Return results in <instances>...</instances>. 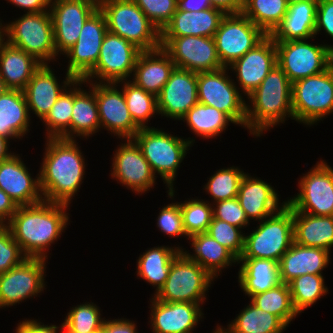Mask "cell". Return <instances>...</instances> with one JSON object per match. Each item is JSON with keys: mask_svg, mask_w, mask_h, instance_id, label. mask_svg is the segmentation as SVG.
Wrapping results in <instances>:
<instances>
[{"mask_svg": "<svg viewBox=\"0 0 333 333\" xmlns=\"http://www.w3.org/2000/svg\"><path fill=\"white\" fill-rule=\"evenodd\" d=\"M68 207L67 204L45 200L18 206L5 226L26 257L47 260L50 246L58 241L68 223L70 224Z\"/></svg>", "mask_w": 333, "mask_h": 333, "instance_id": "1", "label": "cell"}, {"mask_svg": "<svg viewBox=\"0 0 333 333\" xmlns=\"http://www.w3.org/2000/svg\"><path fill=\"white\" fill-rule=\"evenodd\" d=\"M77 140L46 138L39 169L40 188L45 201L71 204L85 175V158Z\"/></svg>", "mask_w": 333, "mask_h": 333, "instance_id": "2", "label": "cell"}, {"mask_svg": "<svg viewBox=\"0 0 333 333\" xmlns=\"http://www.w3.org/2000/svg\"><path fill=\"white\" fill-rule=\"evenodd\" d=\"M291 91L292 83L276 65L247 97L245 129L253 138L261 137L280 123L284 124L287 118L294 120Z\"/></svg>", "mask_w": 333, "mask_h": 333, "instance_id": "3", "label": "cell"}, {"mask_svg": "<svg viewBox=\"0 0 333 333\" xmlns=\"http://www.w3.org/2000/svg\"><path fill=\"white\" fill-rule=\"evenodd\" d=\"M132 139L140 147L154 174L160 175L168 187V197L173 200L177 172L195 139H183L153 126L141 128Z\"/></svg>", "mask_w": 333, "mask_h": 333, "instance_id": "4", "label": "cell"}, {"mask_svg": "<svg viewBox=\"0 0 333 333\" xmlns=\"http://www.w3.org/2000/svg\"><path fill=\"white\" fill-rule=\"evenodd\" d=\"M16 19L3 25L4 40L32 55L41 64L59 60L50 12L25 13Z\"/></svg>", "mask_w": 333, "mask_h": 333, "instance_id": "5", "label": "cell"}, {"mask_svg": "<svg viewBox=\"0 0 333 333\" xmlns=\"http://www.w3.org/2000/svg\"><path fill=\"white\" fill-rule=\"evenodd\" d=\"M259 225L245 234L240 258L270 259L279 262L294 242L293 209L286 203L278 212L257 221Z\"/></svg>", "mask_w": 333, "mask_h": 333, "instance_id": "6", "label": "cell"}, {"mask_svg": "<svg viewBox=\"0 0 333 333\" xmlns=\"http://www.w3.org/2000/svg\"><path fill=\"white\" fill-rule=\"evenodd\" d=\"M108 32L127 39L141 51L161 47L159 29L146 17L134 0H113L100 8Z\"/></svg>", "mask_w": 333, "mask_h": 333, "instance_id": "7", "label": "cell"}, {"mask_svg": "<svg viewBox=\"0 0 333 333\" xmlns=\"http://www.w3.org/2000/svg\"><path fill=\"white\" fill-rule=\"evenodd\" d=\"M295 121L311 127L333 114V64L325 71L292 83Z\"/></svg>", "mask_w": 333, "mask_h": 333, "instance_id": "8", "label": "cell"}, {"mask_svg": "<svg viewBox=\"0 0 333 333\" xmlns=\"http://www.w3.org/2000/svg\"><path fill=\"white\" fill-rule=\"evenodd\" d=\"M308 40L275 41L277 65L291 83L319 74L333 64V45H315Z\"/></svg>", "mask_w": 333, "mask_h": 333, "instance_id": "9", "label": "cell"}, {"mask_svg": "<svg viewBox=\"0 0 333 333\" xmlns=\"http://www.w3.org/2000/svg\"><path fill=\"white\" fill-rule=\"evenodd\" d=\"M214 280L199 264L179 253L170 266L164 286L154 297L164 302H189L202 306Z\"/></svg>", "mask_w": 333, "mask_h": 333, "instance_id": "10", "label": "cell"}, {"mask_svg": "<svg viewBox=\"0 0 333 333\" xmlns=\"http://www.w3.org/2000/svg\"><path fill=\"white\" fill-rule=\"evenodd\" d=\"M228 67L197 73L198 102L226 113L235 125L245 128L246 101Z\"/></svg>", "mask_w": 333, "mask_h": 333, "instance_id": "11", "label": "cell"}, {"mask_svg": "<svg viewBox=\"0 0 333 333\" xmlns=\"http://www.w3.org/2000/svg\"><path fill=\"white\" fill-rule=\"evenodd\" d=\"M140 52L141 50L127 39L107 32L96 66L83 79L93 83L130 80Z\"/></svg>", "mask_w": 333, "mask_h": 333, "instance_id": "12", "label": "cell"}, {"mask_svg": "<svg viewBox=\"0 0 333 333\" xmlns=\"http://www.w3.org/2000/svg\"><path fill=\"white\" fill-rule=\"evenodd\" d=\"M298 181L299 192L286 203L297 212L333 216V168L317 161Z\"/></svg>", "mask_w": 333, "mask_h": 333, "instance_id": "13", "label": "cell"}, {"mask_svg": "<svg viewBox=\"0 0 333 333\" xmlns=\"http://www.w3.org/2000/svg\"><path fill=\"white\" fill-rule=\"evenodd\" d=\"M267 35L242 13L226 14L214 40L223 67H229Z\"/></svg>", "mask_w": 333, "mask_h": 333, "instance_id": "14", "label": "cell"}, {"mask_svg": "<svg viewBox=\"0 0 333 333\" xmlns=\"http://www.w3.org/2000/svg\"><path fill=\"white\" fill-rule=\"evenodd\" d=\"M47 260L24 259L19 265L0 274V309L15 306L44 291Z\"/></svg>", "mask_w": 333, "mask_h": 333, "instance_id": "15", "label": "cell"}, {"mask_svg": "<svg viewBox=\"0 0 333 333\" xmlns=\"http://www.w3.org/2000/svg\"><path fill=\"white\" fill-rule=\"evenodd\" d=\"M160 42L177 68L196 73L223 68L214 37H160Z\"/></svg>", "mask_w": 333, "mask_h": 333, "instance_id": "16", "label": "cell"}, {"mask_svg": "<svg viewBox=\"0 0 333 333\" xmlns=\"http://www.w3.org/2000/svg\"><path fill=\"white\" fill-rule=\"evenodd\" d=\"M113 154L111 178L136 194H143L154 188L156 177L140 147L133 139H124Z\"/></svg>", "mask_w": 333, "mask_h": 333, "instance_id": "17", "label": "cell"}, {"mask_svg": "<svg viewBox=\"0 0 333 333\" xmlns=\"http://www.w3.org/2000/svg\"><path fill=\"white\" fill-rule=\"evenodd\" d=\"M107 32L106 19L97 9L85 22L77 42L63 54L69 58L66 68L69 74L83 79L96 66Z\"/></svg>", "mask_w": 333, "mask_h": 333, "instance_id": "18", "label": "cell"}, {"mask_svg": "<svg viewBox=\"0 0 333 333\" xmlns=\"http://www.w3.org/2000/svg\"><path fill=\"white\" fill-rule=\"evenodd\" d=\"M119 84L94 83L101 128L122 140L132 139L140 128L134 123ZM104 127V128H103Z\"/></svg>", "mask_w": 333, "mask_h": 333, "instance_id": "19", "label": "cell"}, {"mask_svg": "<svg viewBox=\"0 0 333 333\" xmlns=\"http://www.w3.org/2000/svg\"><path fill=\"white\" fill-rule=\"evenodd\" d=\"M96 10L88 0H51L49 11L58 56L77 42L82 27Z\"/></svg>", "mask_w": 333, "mask_h": 333, "instance_id": "20", "label": "cell"}, {"mask_svg": "<svg viewBox=\"0 0 333 333\" xmlns=\"http://www.w3.org/2000/svg\"><path fill=\"white\" fill-rule=\"evenodd\" d=\"M276 65L275 41L267 35L253 49L233 62L228 69L236 73V86L238 85L242 94L248 97Z\"/></svg>", "mask_w": 333, "mask_h": 333, "instance_id": "21", "label": "cell"}, {"mask_svg": "<svg viewBox=\"0 0 333 333\" xmlns=\"http://www.w3.org/2000/svg\"><path fill=\"white\" fill-rule=\"evenodd\" d=\"M157 101L159 115L181 120L198 103L197 73L175 67Z\"/></svg>", "mask_w": 333, "mask_h": 333, "instance_id": "22", "label": "cell"}, {"mask_svg": "<svg viewBox=\"0 0 333 333\" xmlns=\"http://www.w3.org/2000/svg\"><path fill=\"white\" fill-rule=\"evenodd\" d=\"M150 328L152 333H193L204 318L201 304L164 302L150 299Z\"/></svg>", "mask_w": 333, "mask_h": 333, "instance_id": "23", "label": "cell"}, {"mask_svg": "<svg viewBox=\"0 0 333 333\" xmlns=\"http://www.w3.org/2000/svg\"><path fill=\"white\" fill-rule=\"evenodd\" d=\"M18 154H12L0 162V189L17 206H26L43 201L39 173L32 178L29 169Z\"/></svg>", "mask_w": 333, "mask_h": 333, "instance_id": "24", "label": "cell"}, {"mask_svg": "<svg viewBox=\"0 0 333 333\" xmlns=\"http://www.w3.org/2000/svg\"><path fill=\"white\" fill-rule=\"evenodd\" d=\"M76 78L66 71L65 79L61 82L54 74L49 64H42L33 74L23 90L29 114H35L42 120L55 104L62 92ZM58 80V81H57ZM32 111V112H31Z\"/></svg>", "mask_w": 333, "mask_h": 333, "instance_id": "25", "label": "cell"}, {"mask_svg": "<svg viewBox=\"0 0 333 333\" xmlns=\"http://www.w3.org/2000/svg\"><path fill=\"white\" fill-rule=\"evenodd\" d=\"M278 197L271 184L252 177L248 172L243 176L237 194L240 206L249 221H261L278 212L286 204V200L280 203Z\"/></svg>", "mask_w": 333, "mask_h": 333, "instance_id": "26", "label": "cell"}, {"mask_svg": "<svg viewBox=\"0 0 333 333\" xmlns=\"http://www.w3.org/2000/svg\"><path fill=\"white\" fill-rule=\"evenodd\" d=\"M226 13L211 7L202 11H185L177 7L171 20L160 31V37H214Z\"/></svg>", "mask_w": 333, "mask_h": 333, "instance_id": "27", "label": "cell"}, {"mask_svg": "<svg viewBox=\"0 0 333 333\" xmlns=\"http://www.w3.org/2000/svg\"><path fill=\"white\" fill-rule=\"evenodd\" d=\"M82 84L89 85L86 91ZM79 86V87H78ZM101 130L98 105L94 93V83L84 79L73 81V109L70 123V140L79 138L89 139ZM88 137V138H87Z\"/></svg>", "mask_w": 333, "mask_h": 333, "instance_id": "28", "label": "cell"}, {"mask_svg": "<svg viewBox=\"0 0 333 333\" xmlns=\"http://www.w3.org/2000/svg\"><path fill=\"white\" fill-rule=\"evenodd\" d=\"M330 251L318 247H306L295 242L279 260L281 282L288 284L305 274L322 275L330 263Z\"/></svg>", "mask_w": 333, "mask_h": 333, "instance_id": "29", "label": "cell"}, {"mask_svg": "<svg viewBox=\"0 0 333 333\" xmlns=\"http://www.w3.org/2000/svg\"><path fill=\"white\" fill-rule=\"evenodd\" d=\"M175 67L169 54L162 47L141 51L131 81L146 92L158 96Z\"/></svg>", "mask_w": 333, "mask_h": 333, "instance_id": "30", "label": "cell"}, {"mask_svg": "<svg viewBox=\"0 0 333 333\" xmlns=\"http://www.w3.org/2000/svg\"><path fill=\"white\" fill-rule=\"evenodd\" d=\"M186 239L190 240L192 252L180 247V253L190 261H194L205 269L213 278L222 274V270L237 263L238 259L209 234H196ZM234 263V264H233Z\"/></svg>", "mask_w": 333, "mask_h": 333, "instance_id": "31", "label": "cell"}, {"mask_svg": "<svg viewBox=\"0 0 333 333\" xmlns=\"http://www.w3.org/2000/svg\"><path fill=\"white\" fill-rule=\"evenodd\" d=\"M318 0L288 5L282 21L269 35L274 41L314 39Z\"/></svg>", "mask_w": 333, "mask_h": 333, "instance_id": "32", "label": "cell"}, {"mask_svg": "<svg viewBox=\"0 0 333 333\" xmlns=\"http://www.w3.org/2000/svg\"><path fill=\"white\" fill-rule=\"evenodd\" d=\"M42 64L32 55L0 40V77L11 90H24Z\"/></svg>", "mask_w": 333, "mask_h": 333, "instance_id": "33", "label": "cell"}, {"mask_svg": "<svg viewBox=\"0 0 333 333\" xmlns=\"http://www.w3.org/2000/svg\"><path fill=\"white\" fill-rule=\"evenodd\" d=\"M241 263V264H240ZM238 283L248 298L265 292L281 282L279 264L275 260L239 258Z\"/></svg>", "mask_w": 333, "mask_h": 333, "instance_id": "34", "label": "cell"}, {"mask_svg": "<svg viewBox=\"0 0 333 333\" xmlns=\"http://www.w3.org/2000/svg\"><path fill=\"white\" fill-rule=\"evenodd\" d=\"M30 114L22 90L8 89L0 96V136L16 141L30 132Z\"/></svg>", "mask_w": 333, "mask_h": 333, "instance_id": "35", "label": "cell"}, {"mask_svg": "<svg viewBox=\"0 0 333 333\" xmlns=\"http://www.w3.org/2000/svg\"><path fill=\"white\" fill-rule=\"evenodd\" d=\"M294 242L306 247H333V216H317L293 209Z\"/></svg>", "mask_w": 333, "mask_h": 333, "instance_id": "36", "label": "cell"}, {"mask_svg": "<svg viewBox=\"0 0 333 333\" xmlns=\"http://www.w3.org/2000/svg\"><path fill=\"white\" fill-rule=\"evenodd\" d=\"M180 253V246H154L145 250L137 259V277L151 284L156 290L164 286L174 258Z\"/></svg>", "mask_w": 333, "mask_h": 333, "instance_id": "37", "label": "cell"}, {"mask_svg": "<svg viewBox=\"0 0 333 333\" xmlns=\"http://www.w3.org/2000/svg\"><path fill=\"white\" fill-rule=\"evenodd\" d=\"M180 121L186 122L189 130L203 139L216 138L228 129L229 123L235 124L226 113L199 102Z\"/></svg>", "mask_w": 333, "mask_h": 333, "instance_id": "38", "label": "cell"}, {"mask_svg": "<svg viewBox=\"0 0 333 333\" xmlns=\"http://www.w3.org/2000/svg\"><path fill=\"white\" fill-rule=\"evenodd\" d=\"M225 328L229 333H283L287 326L275 315L256 307L251 301Z\"/></svg>", "mask_w": 333, "mask_h": 333, "instance_id": "39", "label": "cell"}, {"mask_svg": "<svg viewBox=\"0 0 333 333\" xmlns=\"http://www.w3.org/2000/svg\"><path fill=\"white\" fill-rule=\"evenodd\" d=\"M124 93V98L129 110V113L134 123L141 128H150L148 122L156 115H159L157 96L146 92L141 87L137 86L131 80L119 81ZM149 120V121H148Z\"/></svg>", "mask_w": 333, "mask_h": 333, "instance_id": "40", "label": "cell"}, {"mask_svg": "<svg viewBox=\"0 0 333 333\" xmlns=\"http://www.w3.org/2000/svg\"><path fill=\"white\" fill-rule=\"evenodd\" d=\"M288 10L286 0H243L241 13L270 35Z\"/></svg>", "mask_w": 333, "mask_h": 333, "instance_id": "41", "label": "cell"}, {"mask_svg": "<svg viewBox=\"0 0 333 333\" xmlns=\"http://www.w3.org/2000/svg\"><path fill=\"white\" fill-rule=\"evenodd\" d=\"M250 301L263 311L277 316L287 327L299 315L293 307L289 286L283 282L252 296Z\"/></svg>", "mask_w": 333, "mask_h": 333, "instance_id": "42", "label": "cell"}, {"mask_svg": "<svg viewBox=\"0 0 333 333\" xmlns=\"http://www.w3.org/2000/svg\"><path fill=\"white\" fill-rule=\"evenodd\" d=\"M73 109V82L62 92L51 110L41 120L46 126L45 138L70 139Z\"/></svg>", "mask_w": 333, "mask_h": 333, "instance_id": "43", "label": "cell"}, {"mask_svg": "<svg viewBox=\"0 0 333 333\" xmlns=\"http://www.w3.org/2000/svg\"><path fill=\"white\" fill-rule=\"evenodd\" d=\"M323 275L305 274L288 283L294 309L300 315L329 293Z\"/></svg>", "mask_w": 333, "mask_h": 333, "instance_id": "44", "label": "cell"}, {"mask_svg": "<svg viewBox=\"0 0 333 333\" xmlns=\"http://www.w3.org/2000/svg\"><path fill=\"white\" fill-rule=\"evenodd\" d=\"M245 174L246 172L244 173L242 169L235 166L223 169L220 168L208 178V182L202 189H204L207 194H210L212 199L211 204L235 198L237 197L241 180Z\"/></svg>", "mask_w": 333, "mask_h": 333, "instance_id": "45", "label": "cell"}, {"mask_svg": "<svg viewBox=\"0 0 333 333\" xmlns=\"http://www.w3.org/2000/svg\"><path fill=\"white\" fill-rule=\"evenodd\" d=\"M94 302H85L72 307L64 319L65 333H95L102 329L105 318Z\"/></svg>", "mask_w": 333, "mask_h": 333, "instance_id": "46", "label": "cell"}, {"mask_svg": "<svg viewBox=\"0 0 333 333\" xmlns=\"http://www.w3.org/2000/svg\"><path fill=\"white\" fill-rule=\"evenodd\" d=\"M180 204L183 225L186 231L187 237H191L196 234L205 233L213 219V207L209 201L204 199H186L184 202H178ZM210 203V204H209Z\"/></svg>", "mask_w": 333, "mask_h": 333, "instance_id": "47", "label": "cell"}, {"mask_svg": "<svg viewBox=\"0 0 333 333\" xmlns=\"http://www.w3.org/2000/svg\"><path fill=\"white\" fill-rule=\"evenodd\" d=\"M242 231L241 228L213 218L206 233L239 259L244 250L245 233Z\"/></svg>", "mask_w": 333, "mask_h": 333, "instance_id": "48", "label": "cell"}, {"mask_svg": "<svg viewBox=\"0 0 333 333\" xmlns=\"http://www.w3.org/2000/svg\"><path fill=\"white\" fill-rule=\"evenodd\" d=\"M146 17L161 31L171 20L178 0H134Z\"/></svg>", "mask_w": 333, "mask_h": 333, "instance_id": "49", "label": "cell"}, {"mask_svg": "<svg viewBox=\"0 0 333 333\" xmlns=\"http://www.w3.org/2000/svg\"><path fill=\"white\" fill-rule=\"evenodd\" d=\"M26 258L11 231L5 225H0V274L19 265Z\"/></svg>", "mask_w": 333, "mask_h": 333, "instance_id": "50", "label": "cell"}, {"mask_svg": "<svg viewBox=\"0 0 333 333\" xmlns=\"http://www.w3.org/2000/svg\"><path fill=\"white\" fill-rule=\"evenodd\" d=\"M156 227L168 237H186L180 204L172 202L160 209Z\"/></svg>", "mask_w": 333, "mask_h": 333, "instance_id": "51", "label": "cell"}, {"mask_svg": "<svg viewBox=\"0 0 333 333\" xmlns=\"http://www.w3.org/2000/svg\"><path fill=\"white\" fill-rule=\"evenodd\" d=\"M213 218L225 221L235 227L244 229L250 225L245 211L237 197L212 204Z\"/></svg>", "mask_w": 333, "mask_h": 333, "instance_id": "52", "label": "cell"}, {"mask_svg": "<svg viewBox=\"0 0 333 333\" xmlns=\"http://www.w3.org/2000/svg\"><path fill=\"white\" fill-rule=\"evenodd\" d=\"M321 30L333 39V0H318L315 37Z\"/></svg>", "mask_w": 333, "mask_h": 333, "instance_id": "53", "label": "cell"}, {"mask_svg": "<svg viewBox=\"0 0 333 333\" xmlns=\"http://www.w3.org/2000/svg\"><path fill=\"white\" fill-rule=\"evenodd\" d=\"M60 328V329H59ZM58 329L63 331V325H46L37 319H25L17 324L15 328L16 333H58Z\"/></svg>", "mask_w": 333, "mask_h": 333, "instance_id": "54", "label": "cell"}, {"mask_svg": "<svg viewBox=\"0 0 333 333\" xmlns=\"http://www.w3.org/2000/svg\"><path fill=\"white\" fill-rule=\"evenodd\" d=\"M136 321L121 318V319H105L103 323V333H139L137 331Z\"/></svg>", "mask_w": 333, "mask_h": 333, "instance_id": "55", "label": "cell"}, {"mask_svg": "<svg viewBox=\"0 0 333 333\" xmlns=\"http://www.w3.org/2000/svg\"><path fill=\"white\" fill-rule=\"evenodd\" d=\"M8 3L19 7L25 13L50 12L51 0H6Z\"/></svg>", "mask_w": 333, "mask_h": 333, "instance_id": "56", "label": "cell"}, {"mask_svg": "<svg viewBox=\"0 0 333 333\" xmlns=\"http://www.w3.org/2000/svg\"><path fill=\"white\" fill-rule=\"evenodd\" d=\"M18 206L2 189H0V225H6Z\"/></svg>", "mask_w": 333, "mask_h": 333, "instance_id": "57", "label": "cell"}, {"mask_svg": "<svg viewBox=\"0 0 333 333\" xmlns=\"http://www.w3.org/2000/svg\"><path fill=\"white\" fill-rule=\"evenodd\" d=\"M212 7L221 9L226 14L241 13L243 0H210Z\"/></svg>", "mask_w": 333, "mask_h": 333, "instance_id": "58", "label": "cell"}, {"mask_svg": "<svg viewBox=\"0 0 333 333\" xmlns=\"http://www.w3.org/2000/svg\"><path fill=\"white\" fill-rule=\"evenodd\" d=\"M210 0H178V8L185 11H202L211 8Z\"/></svg>", "mask_w": 333, "mask_h": 333, "instance_id": "59", "label": "cell"}, {"mask_svg": "<svg viewBox=\"0 0 333 333\" xmlns=\"http://www.w3.org/2000/svg\"><path fill=\"white\" fill-rule=\"evenodd\" d=\"M9 144L10 141L7 138L0 136V162L8 159L12 154H14V152L12 153V151H8L10 147Z\"/></svg>", "mask_w": 333, "mask_h": 333, "instance_id": "60", "label": "cell"}, {"mask_svg": "<svg viewBox=\"0 0 333 333\" xmlns=\"http://www.w3.org/2000/svg\"><path fill=\"white\" fill-rule=\"evenodd\" d=\"M94 7L97 9H100L102 6H104L107 3L112 2L113 0H88Z\"/></svg>", "mask_w": 333, "mask_h": 333, "instance_id": "61", "label": "cell"}, {"mask_svg": "<svg viewBox=\"0 0 333 333\" xmlns=\"http://www.w3.org/2000/svg\"><path fill=\"white\" fill-rule=\"evenodd\" d=\"M8 88L5 86L3 79L0 77V96L3 95Z\"/></svg>", "mask_w": 333, "mask_h": 333, "instance_id": "62", "label": "cell"}, {"mask_svg": "<svg viewBox=\"0 0 333 333\" xmlns=\"http://www.w3.org/2000/svg\"><path fill=\"white\" fill-rule=\"evenodd\" d=\"M216 329L213 331V332H211V333H229L226 329H225V327H223V326H221V325H216Z\"/></svg>", "mask_w": 333, "mask_h": 333, "instance_id": "63", "label": "cell"}, {"mask_svg": "<svg viewBox=\"0 0 333 333\" xmlns=\"http://www.w3.org/2000/svg\"><path fill=\"white\" fill-rule=\"evenodd\" d=\"M3 25L2 19H0V40L3 38Z\"/></svg>", "mask_w": 333, "mask_h": 333, "instance_id": "64", "label": "cell"}, {"mask_svg": "<svg viewBox=\"0 0 333 333\" xmlns=\"http://www.w3.org/2000/svg\"><path fill=\"white\" fill-rule=\"evenodd\" d=\"M288 5L293 4V3H298V2H302V1H306V0H286Z\"/></svg>", "mask_w": 333, "mask_h": 333, "instance_id": "65", "label": "cell"}, {"mask_svg": "<svg viewBox=\"0 0 333 333\" xmlns=\"http://www.w3.org/2000/svg\"><path fill=\"white\" fill-rule=\"evenodd\" d=\"M95 333H103V326H102V329H100L99 331H97Z\"/></svg>", "mask_w": 333, "mask_h": 333, "instance_id": "66", "label": "cell"}]
</instances>
